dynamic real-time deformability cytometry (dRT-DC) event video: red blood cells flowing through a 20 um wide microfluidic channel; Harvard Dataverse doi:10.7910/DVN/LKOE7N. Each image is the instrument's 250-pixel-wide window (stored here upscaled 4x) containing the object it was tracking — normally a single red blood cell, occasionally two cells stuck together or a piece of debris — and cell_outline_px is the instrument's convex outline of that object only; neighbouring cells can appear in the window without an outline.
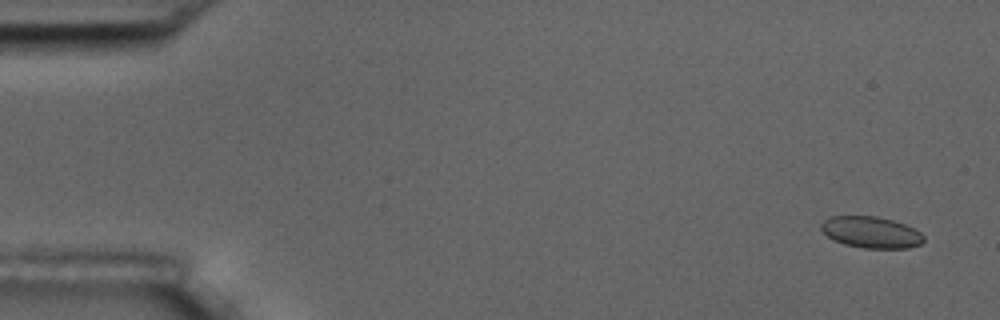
{"species": "common noctule bat (a hibernating species)", "species_latin": "Nyctalus noctula", "temperature_condition": "room temperature", "stored_images_in_passage": 57, "camera_frame_rate_fps": 3000, "um_per_image_px": 0.085, "animal": {"sex": "male", "body_mass_g": 17.5, "forearm_length_mm": 52.3}, "frame": {"image": 1, "passage_image": 3, "time_ms": 0.667, "image_size_px": [1000, 320], "cell_outline_px": [[924, 240], [920, 244], [908, 248], [864, 248], [844, 244], [832, 240], [820, 228], [820, 224], [824, 220], [832, 216], [876, 216], [892, 220], [904, 224], [920, 232], [924, 236]], "centroid_in_image_um": [74.02, 19.74], "position_along_channel_um": 11.0, "area_um2": 18.73}}
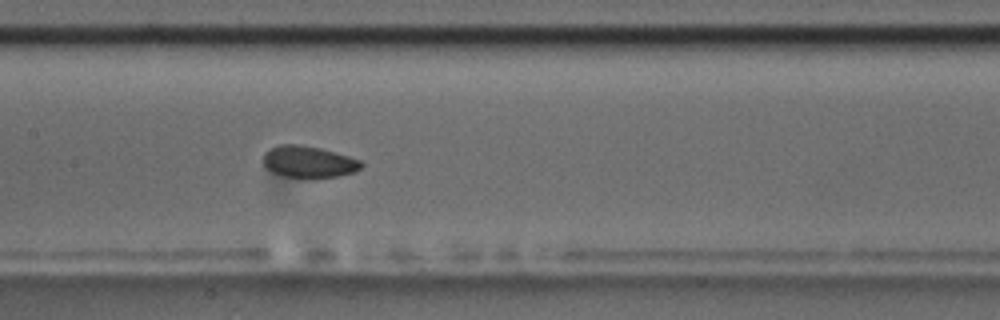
{"frame": {"image": 2, "passage_image": 28, "time_ms": 9.0, "image_size_px": [1000, 320], "cell_outline_px": [[364, 164], [356, 172], [336, 176], [312, 180], [300, 180], [284, 176], [272, 172], [264, 168], [264, 152], [268, 148], [280, 144], [300, 144], [320, 148], [348, 156], [360, 160]], "centroid_in_image_um": [26.2, 13.79], "position_along_channel_um": 181.2, "area_um2": 18.79}}
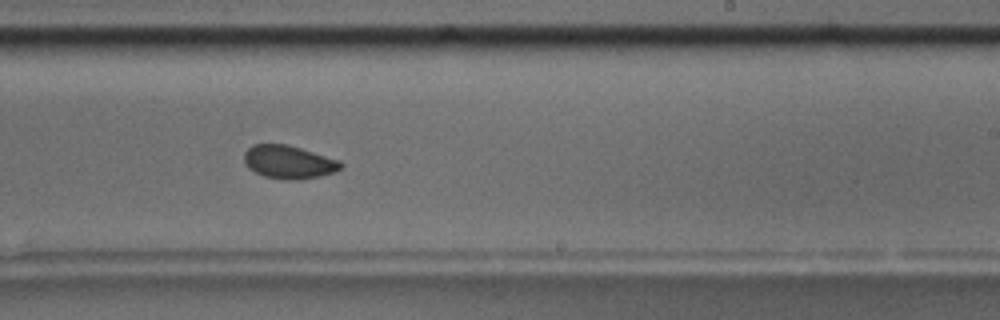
{"frame": {"image": 3, "passage_image": 35, "time_ms": 11.333, "image_size_px": [1000, 320], "cell_outline_px": [[344, 168], [336, 172], [320, 176], [300, 180], [284, 180], [264, 176], [248, 168], [244, 160], [244, 152], [252, 144], [288, 144], [340, 160], [344, 164]], "centroid_in_image_um": [24.58, 13.78], "position_along_channel_um": 264.4, "area_um2": 19.02}, "authors_computed_cell_mechanics": {"area_um2": 18.8428, "velocity_mm_per_s": 3.5802, "shape_relaxation_time_tau1_ms": 2.4273, "shape_relaxation_time_tau2_ms": 1.4672, "deformation_change_tau1": 0.0578, "deformation_change_tau2": 0.0504}}